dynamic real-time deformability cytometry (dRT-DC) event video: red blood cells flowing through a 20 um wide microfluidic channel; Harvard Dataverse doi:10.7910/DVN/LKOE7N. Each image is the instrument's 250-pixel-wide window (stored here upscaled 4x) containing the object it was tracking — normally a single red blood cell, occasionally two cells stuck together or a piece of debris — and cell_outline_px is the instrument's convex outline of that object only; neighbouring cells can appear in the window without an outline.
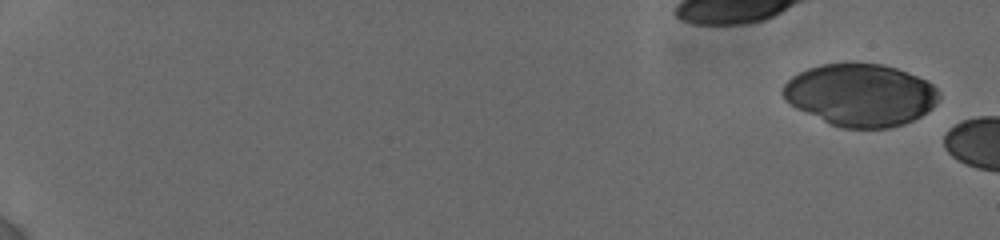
{"species": "human", "species_latin": "Homo sapiens", "temperature_condition": "cold", "stored_images_in_passage": 5, "camera_frame_rate_fps": 3000, "um_per_image_px": 0.085, "donor": {"sex": "female"}, "frame": {"image": 1, "passage_image": 1, "time_ms": 0.0, "image_size_px": [1000, 240], "cell_outline_px": [[940, 100], [932, 108], [920, 116], [904, 124], [888, 128], [840, 128], [828, 124], [788, 104], [784, 100], [780, 92], [780, 88], [792, 76], [808, 68], [820, 64], [848, 60], [880, 64], [896, 68], [916, 76], [932, 84], [940, 92]], "centroid_in_image_um": [73.09, 8.05], "position_along_channel_um": 11.9, "area_um2": 57.74}}